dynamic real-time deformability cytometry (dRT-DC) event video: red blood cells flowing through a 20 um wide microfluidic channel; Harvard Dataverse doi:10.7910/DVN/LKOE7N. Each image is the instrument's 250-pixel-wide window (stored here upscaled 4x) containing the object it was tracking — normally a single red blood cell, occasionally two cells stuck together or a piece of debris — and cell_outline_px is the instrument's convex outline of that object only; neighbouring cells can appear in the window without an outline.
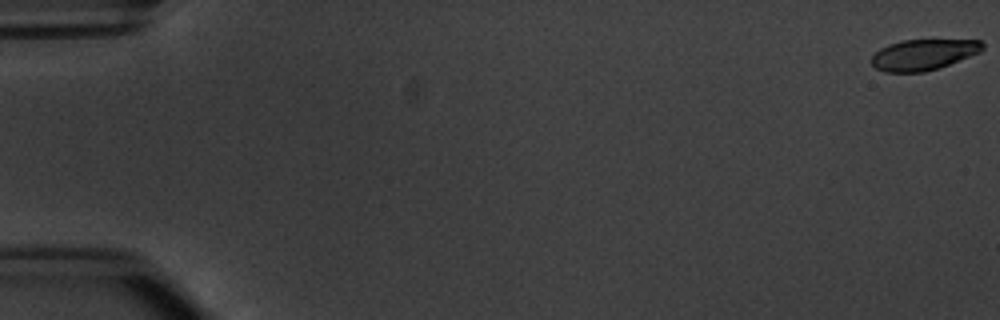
{"species": "common noctule bat (a hibernating species)", "species_latin": "Nyctalus noctula", "temperature_condition": "warm", "stored_images_in_passage": 51, "camera_frame_rate_fps": 3000, "um_per_image_px": 0.085, "animal": {"sex": "male", "body_mass_g": 20.1, "forearm_length_mm": 53.5}, "frame": {"image": 1, "passage_image": 1, "time_ms": 0.0, "image_size_px": [1000, 320], "cell_outline_px": [[984, 48], [980, 52], [948, 64], [924, 72], [884, 72], [876, 68], [872, 64], [872, 56], [880, 48], [888, 44], [904, 40], [980, 40], [984, 44]], "centroid_in_image_um": [78.47, 4.64], "position_along_channel_um": 6.5, "area_um2": 19.71}}
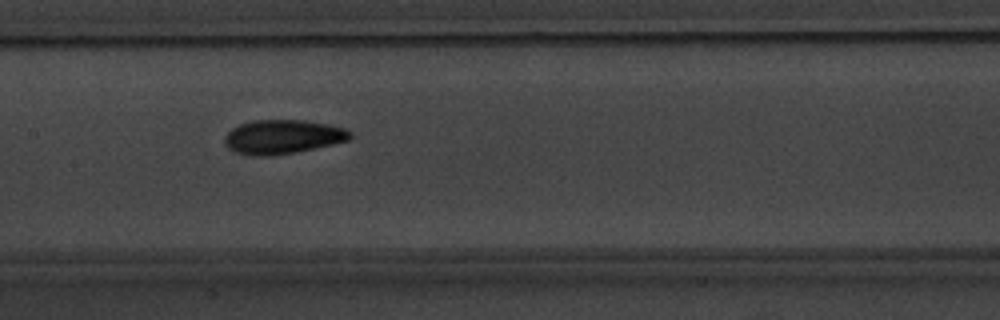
{"frame": {"image": 2, "passage_image": 28, "time_ms": 9.0, "image_size_px": [1000, 320], "cell_outline_px": [[352, 136], [348, 140], [332, 144], [292, 152], [268, 156], [248, 156], [236, 152], [228, 148], [224, 144], [224, 136], [232, 128], [240, 124], [252, 120], [304, 120], [328, 124], [344, 128], [352, 132]], "centroid_in_image_um": [23.98, 11.62], "position_along_channel_um": 183.4, "area_um2": 24.85}}
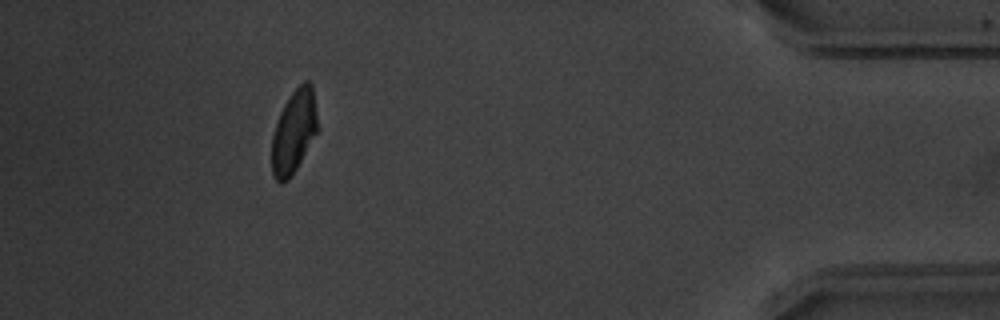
{"frame": {"image": 3, "passage_image": 50, "time_ms": 16.333, "image_size_px": [1000, 320], "cell_outline_px": [[320, 128], [296, 168], [288, 180], [280, 184], [276, 180], [272, 172], [272, 136], [280, 112], [284, 104], [292, 92], [304, 80], [308, 80], [312, 84]], "centroid_in_image_um": [25.01, 11.16], "position_along_channel_um": 410.2, "area_um2": 22.37}}